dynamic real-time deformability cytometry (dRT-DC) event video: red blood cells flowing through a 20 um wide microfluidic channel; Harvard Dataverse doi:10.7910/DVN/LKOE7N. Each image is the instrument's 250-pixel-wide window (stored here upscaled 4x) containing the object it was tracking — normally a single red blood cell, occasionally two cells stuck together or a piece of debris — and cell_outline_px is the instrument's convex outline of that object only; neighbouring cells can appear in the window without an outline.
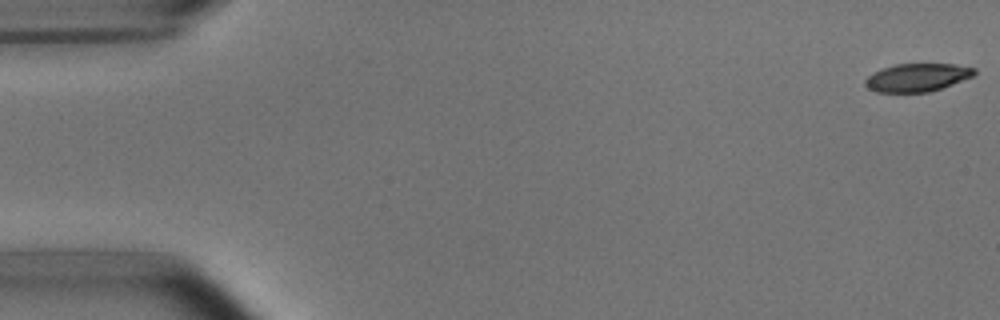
{"species": "common noctule bat (a hibernating species)", "species_latin": "Nyctalus noctula", "temperature_condition": "room temperature", "stored_images_in_passage": 23, "camera_frame_rate_fps": 3000, "um_per_image_px": 0.085, "animal": {"sex": "male", "body_mass_g": 15.6}, "frame": {"image": 1, "passage_image": 1, "time_ms": 0.0, "image_size_px": [1000, 320], "cell_outline_px": [[976, 72], [972, 76], [952, 84], [928, 92], [876, 92], [868, 88], [864, 84], [864, 80], [868, 76], [884, 68], [896, 64], [956, 64], [976, 68]], "centroid_in_image_um": [77.96, 6.58], "position_along_channel_um": 7.0, "area_um2": 17.63}}
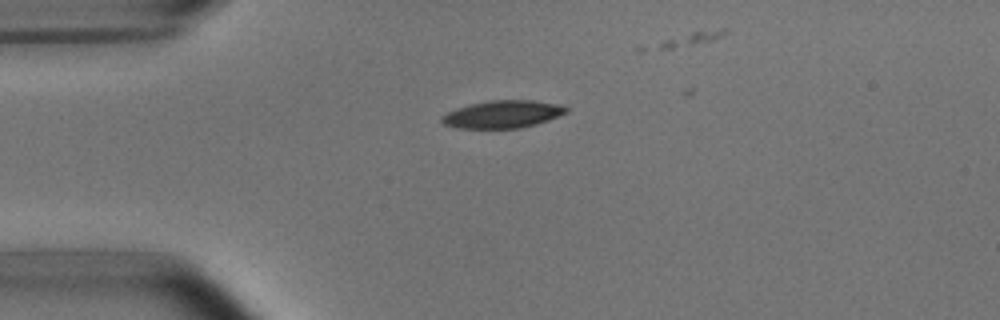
{"frame": {"image": 2, "passage_image": 13, "time_ms": 4.0, "image_size_px": [1000, 320], "cell_outline_px": [[568, 112], [548, 120], [536, 124], [520, 128], [456, 128], [444, 124], [440, 120], [440, 116], [456, 108], [488, 100], [532, 100], [556, 104], [568, 108]], "centroid_in_image_um": [42.7, 9.71], "position_along_channel_um": 42.3, "area_um2": 19.88}}
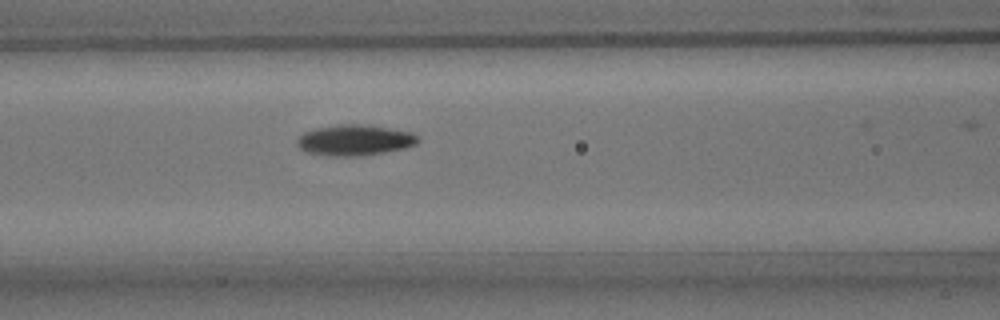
{"frame": {"image": 3, "passage_image": 22, "time_ms": 7.0, "image_size_px": [1000, 320], "cell_outline_px": [[420, 140], [416, 144], [404, 148], [384, 152], [360, 156], [332, 156], [304, 152], [296, 144], [296, 140], [304, 132], [316, 128], [340, 124], [372, 124], [412, 132]], "centroid_in_image_um": [30.15, 11.9], "position_along_channel_um": 136.5, "area_um2": 21.91}}